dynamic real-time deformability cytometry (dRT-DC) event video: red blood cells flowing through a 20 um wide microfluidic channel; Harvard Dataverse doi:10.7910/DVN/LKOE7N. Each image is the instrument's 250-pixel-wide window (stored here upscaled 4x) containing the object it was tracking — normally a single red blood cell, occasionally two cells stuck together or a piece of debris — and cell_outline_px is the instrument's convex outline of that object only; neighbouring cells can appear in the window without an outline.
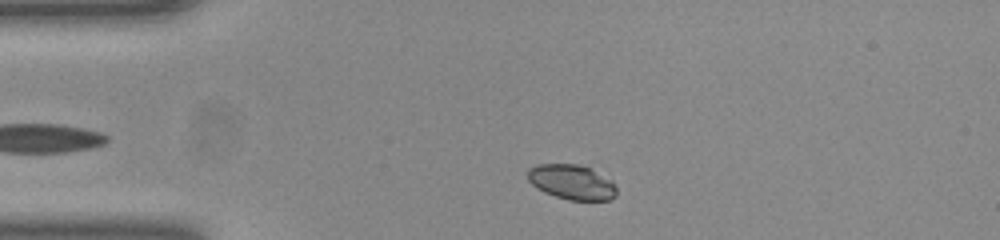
{"species": "common noctule bat (a hibernating species)", "species_latin": "Nyctalus noctula", "temperature_condition": "room temperature", "stored_images_in_passage": 41, "camera_frame_rate_fps": 3000, "um_per_image_px": 0.085, "animal": {"sex": "female", "body_mass_g": 23.0, "forearm_length_mm": 53.4}, "frame": {"image": 1, "passage_image": 4, "time_ms": 1.0, "image_size_px": [1000, 240], "cell_outline_px": [[616, 196], [608, 200], [568, 200], [544, 192], [536, 188], [528, 180], [528, 168], [536, 164], [580, 164], [612, 180], [616, 188]], "centroid_in_image_um": [48.58, 15.47], "position_along_channel_um": 36.4, "area_um2": 18.03}}
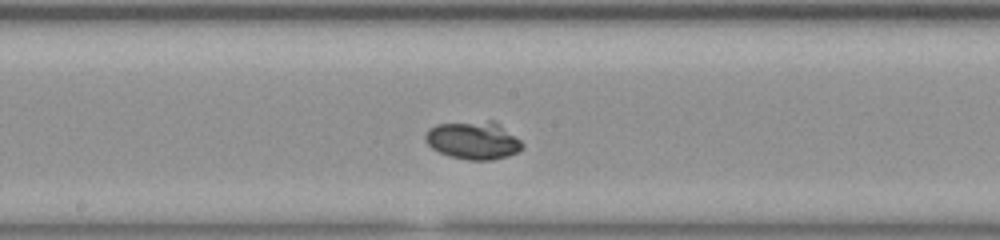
{"frame": {"image": 2, "passage_image": 20, "time_ms": 6.333, "image_size_px": [1000, 240], "cell_outline_px": [[524, 148], [508, 156], [492, 160], [468, 160], [448, 156], [432, 148], [424, 140], [424, 136], [428, 128], [436, 124], [488, 120], [496, 120], [520, 140], [524, 144]], "centroid_in_image_um": [40.23, 11.92], "position_along_channel_um": 208.0, "area_um2": 21.79}}
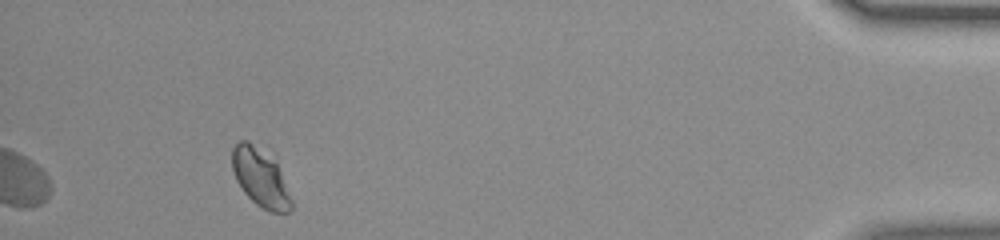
{"frame": {"image": 3, "passage_image": 41, "time_ms": 13.333, "image_size_px": [1000, 240], "cell_outline_px": [[292, 208], [288, 212], [268, 212], [256, 204], [244, 192], [236, 180], [232, 168], [232, 148], [240, 140], [248, 140], [272, 148], [276, 156], [292, 200]], "centroid_in_image_um": [22.18, 14.98], "position_along_channel_um": 413.0, "area_um2": 21.33}, "authors_computed_cell_mechanics": {"area_um2": 21.386, "velocity_mm_per_s": 3.8831, "shape_relaxation_time_tau1_ms": 1.3169, "shape_relaxation_time_tau2_ms": 0.7893, "deformation_change_tau1": 0.0393, "deformation_change_tau2": null}}